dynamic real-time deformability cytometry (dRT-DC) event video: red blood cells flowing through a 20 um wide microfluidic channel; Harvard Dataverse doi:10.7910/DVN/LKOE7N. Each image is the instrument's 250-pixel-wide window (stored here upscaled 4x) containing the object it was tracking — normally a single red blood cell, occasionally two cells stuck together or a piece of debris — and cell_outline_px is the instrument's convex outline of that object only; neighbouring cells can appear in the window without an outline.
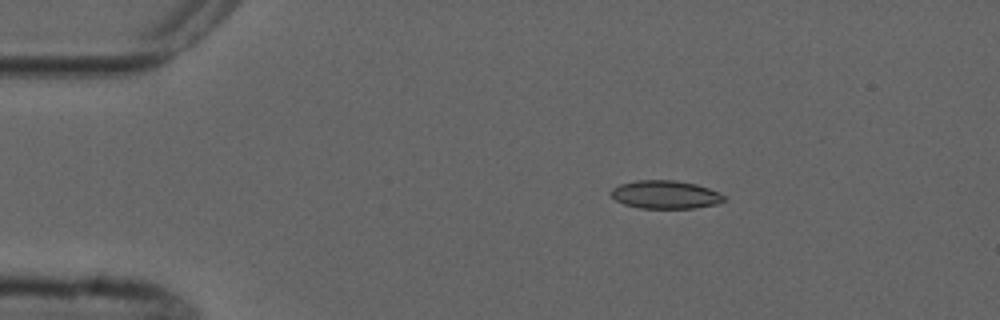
{"species": "common noctule bat (a hibernating species)", "species_latin": "Nyctalus noctula", "temperature_condition": "cold", "stored_images_in_passage": 4, "camera_frame_rate_fps": 3000, "um_per_image_px": 0.085, "animal": {"sex": "male", "forearm_length_mm": 52.5}, "frame": {"image": 1, "passage_image": 3, "time_ms": 2.333, "image_size_px": [1000, 320], "cell_outline_px": [[724, 200], [716, 204], [696, 208], [640, 208], [624, 204], [616, 200], [612, 196], [612, 188], [620, 184], [636, 180], [676, 180], [696, 184], [708, 188], [724, 196]], "centroid_in_image_um": [56.54, 16.54], "position_along_channel_um": 28.5, "area_um2": 18.38}}